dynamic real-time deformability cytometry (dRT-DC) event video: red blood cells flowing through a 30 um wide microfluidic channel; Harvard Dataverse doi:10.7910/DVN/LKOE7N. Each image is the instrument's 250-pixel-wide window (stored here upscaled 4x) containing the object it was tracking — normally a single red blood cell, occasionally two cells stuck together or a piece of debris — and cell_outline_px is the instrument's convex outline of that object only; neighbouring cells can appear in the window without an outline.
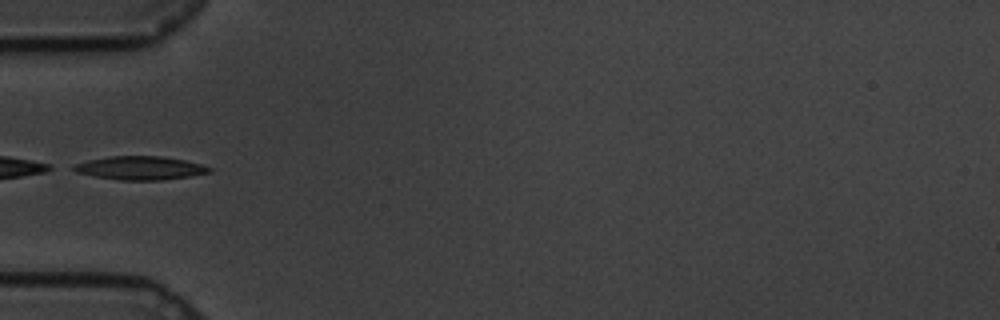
{"species": "common noctule bat (a hibernating species)", "species_latin": "Nyctalus noctula", "temperature_condition": "cold", "stored_images_in_passage": 14, "camera_frame_rate_fps": 3000, "um_per_image_px": 0.085, "animal": {"sex": "male", "body_mass_g": 19.5, "forearm_length_mm": 54.6}, "frame": {"image": 1, "passage_image": 1, "time_ms": 0.0, "image_size_px": [1000, 320], "cell_outline_px": [[212, 172], [188, 176], [160, 180], [120, 180], [96, 176], [76, 172], [68, 168], [72, 164], [88, 160], [108, 156], [164, 156], [184, 160], [200, 164], [212, 168]], "centroid_in_image_um": [11.86, 14.27], "position_along_channel_um": 73.1, "area_um2": 18.61}}